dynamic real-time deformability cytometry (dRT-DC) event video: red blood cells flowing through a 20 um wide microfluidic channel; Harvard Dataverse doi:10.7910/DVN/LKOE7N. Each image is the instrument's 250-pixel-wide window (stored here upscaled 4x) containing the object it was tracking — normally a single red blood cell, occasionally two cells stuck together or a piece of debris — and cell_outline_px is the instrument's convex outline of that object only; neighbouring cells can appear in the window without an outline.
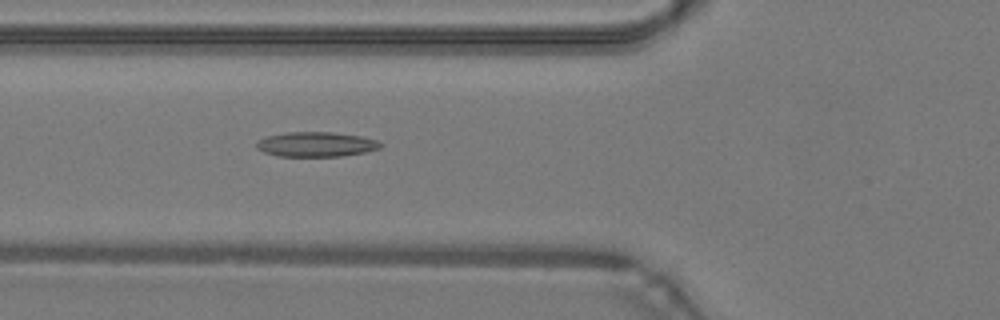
{"species": "common noctule bat (a hibernating species)", "species_latin": "Nyctalus noctula", "temperature_condition": "warm", "stored_images_in_passage": 45, "camera_frame_rate_fps": 3000, "um_per_image_px": 0.085, "animal": {"sex": "male", "body_mass_g": 19.2, "forearm_length_mm": 51.8}, "frame": {"image": 1, "passage_image": 18, "time_ms": 5.667, "image_size_px": [1000, 320], "cell_outline_px": [[384, 144], [380, 148], [364, 152], [340, 156], [276, 156], [264, 152], [256, 148], [256, 140], [268, 136], [284, 132], [332, 132], [360, 136], [376, 140]], "centroid_in_image_um": [26.83, 12.26], "position_along_channel_um": 99.0, "area_um2": 17.92}}
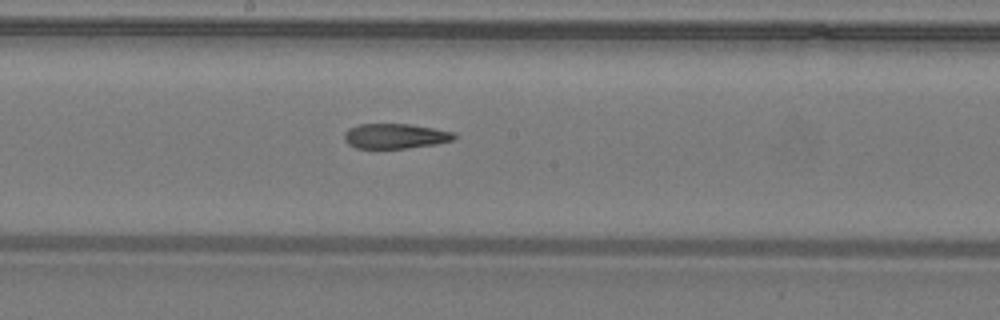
{"frame": {"image": 2, "passage_image": 26, "time_ms": 8.333, "image_size_px": [1000, 320], "cell_outline_px": [[456, 136], [452, 140], [436, 144], [408, 148], [356, 148], [348, 144], [344, 140], [344, 132], [348, 128], [360, 124], [408, 124], [432, 128], [452, 132]], "centroid_in_image_um": [33.54, 11.57], "position_along_channel_um": 214.7, "area_um2": 15.9}}
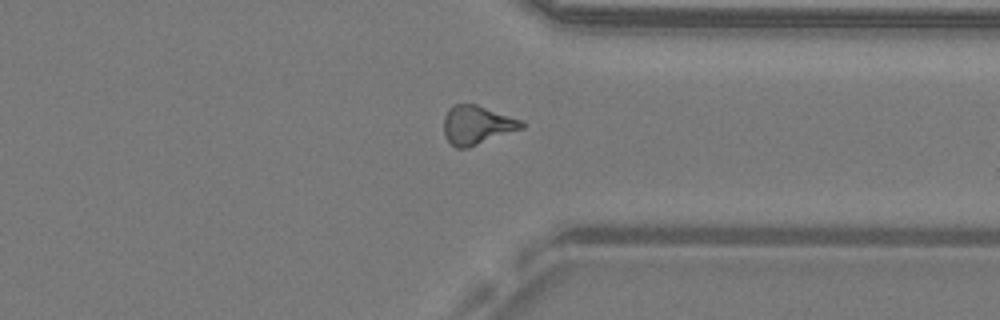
{"frame": {"image": 3, "passage_image": 37, "time_ms": 12.0, "image_size_px": [1000, 320], "cell_outline_px": [[524, 128], [468, 148], [456, 148], [444, 136], [444, 116], [448, 108], [452, 104], [476, 104], [524, 120]], "centroid_in_image_um": [40.55, 10.62], "position_along_channel_um": 370.8, "area_um2": 17.8}, "authors_computed_cell_mechanics": {"area_um2": 17.5134, "velocity_mm_per_s": 4.3098, "shape_relaxation_time_tau1_ms": null, "shape_relaxation_time_tau2_ms": 4.675, "deformation_change_tau1": null, "deformation_change_tau2": 0.1353}}